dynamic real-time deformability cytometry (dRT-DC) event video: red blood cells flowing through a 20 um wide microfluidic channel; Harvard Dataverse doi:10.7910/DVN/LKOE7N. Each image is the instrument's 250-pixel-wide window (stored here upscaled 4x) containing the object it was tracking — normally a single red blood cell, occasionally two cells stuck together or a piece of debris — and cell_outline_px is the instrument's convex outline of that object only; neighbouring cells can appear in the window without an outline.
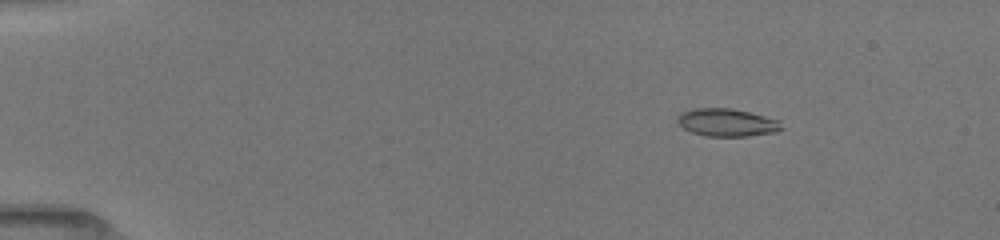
{"species": "common noctule bat (a hibernating species)", "species_latin": "Nyctalus noctula", "temperature_condition": "room temperature", "stored_images_in_passage": 8, "camera_frame_rate_fps": 3000, "um_per_image_px": 0.085, "animal": {"sex": "female", "body_mass_g": 19.5, "forearm_length_mm": 54.1}, "frame": {"image": 1, "passage_image": 3, "time_ms": 2.333, "image_size_px": [1000, 240], "cell_outline_px": [[784, 128], [776, 132], [748, 136], [704, 136], [692, 132], [684, 128], [676, 120], [676, 116], [680, 112], [692, 108], [732, 108], [780, 120]], "centroid_in_image_um": [61.78, 10.41], "position_along_channel_um": 23.2, "area_um2": 16.99}}
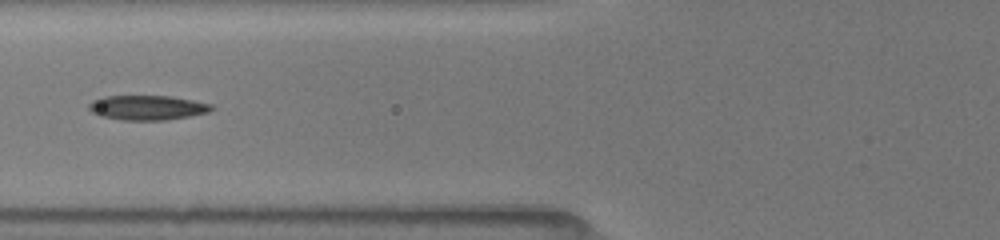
{"frame": {"image": 2, "passage_image": 7, "time_ms": 7.0, "image_size_px": [1000, 240], "cell_outline_px": [[216, 108], [208, 112], [188, 116], [164, 120], [124, 120], [100, 116], [92, 112], [88, 108], [88, 104], [92, 100], [104, 96], [172, 96], [212, 104]], "centroid_in_image_um": [12.51, 9.14], "position_along_channel_um": 113.3, "area_um2": 17.63}}
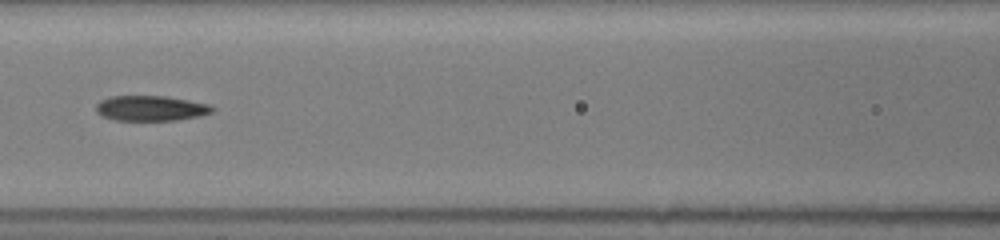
{"frame": {"image": 3, "passage_image": 8, "time_ms": 8.0, "image_size_px": [1000, 240], "cell_outline_px": [[216, 108], [212, 112], [200, 116], [176, 120], [116, 120], [104, 116], [96, 112], [96, 104], [100, 100], [112, 96], [168, 96], [208, 104]], "centroid_in_image_um": [12.83, 9.19], "position_along_channel_um": 153.8, "area_um2": 17.05}}